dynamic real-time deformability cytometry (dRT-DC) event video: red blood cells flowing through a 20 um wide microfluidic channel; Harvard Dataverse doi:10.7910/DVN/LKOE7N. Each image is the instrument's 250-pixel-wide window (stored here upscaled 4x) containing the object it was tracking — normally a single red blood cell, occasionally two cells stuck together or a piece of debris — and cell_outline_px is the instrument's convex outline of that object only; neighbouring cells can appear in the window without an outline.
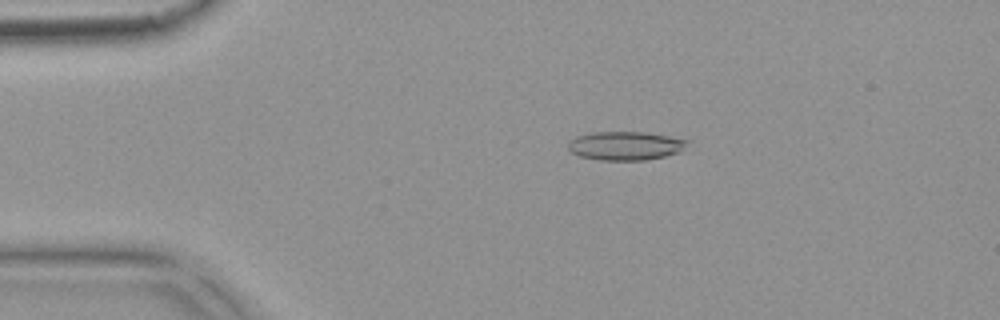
{"species": "common noctule bat (a hibernating species)", "species_latin": "Nyctalus noctula", "temperature_condition": "warm", "stored_images_in_passage": 54, "camera_frame_rate_fps": 3000, "um_per_image_px": 0.085, "animal": {"sex": "female", "body_mass_g": 18.4}, "frame": {"image": 1, "passage_image": 11, "time_ms": 3.333, "image_size_px": [1000, 320], "cell_outline_px": [[692, 140], [676, 152], [664, 156], [644, 160], [600, 160], [580, 156], [572, 152], [568, 148], [568, 140], [576, 136], [592, 132], [644, 132]], "centroid_in_image_um": [53.11, 12.38], "position_along_channel_um": 31.9, "area_um2": 19.77}}
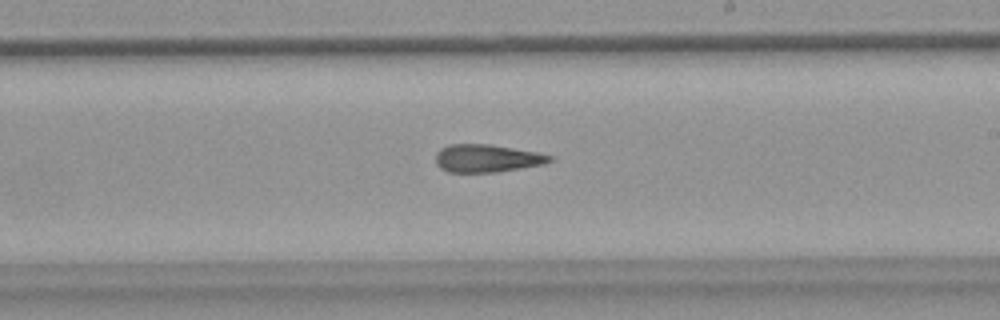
{"frame": {"image": 2, "passage_image": 32, "time_ms": 10.333, "image_size_px": [1000, 320], "cell_outline_px": [[552, 160], [544, 164], [496, 172], [448, 172], [440, 168], [436, 164], [436, 152], [440, 148], [448, 144], [488, 144], [536, 152], [552, 156]], "centroid_in_image_um": [41.33, 13.45], "position_along_channel_um": 247.7, "area_um2": 18.38}}
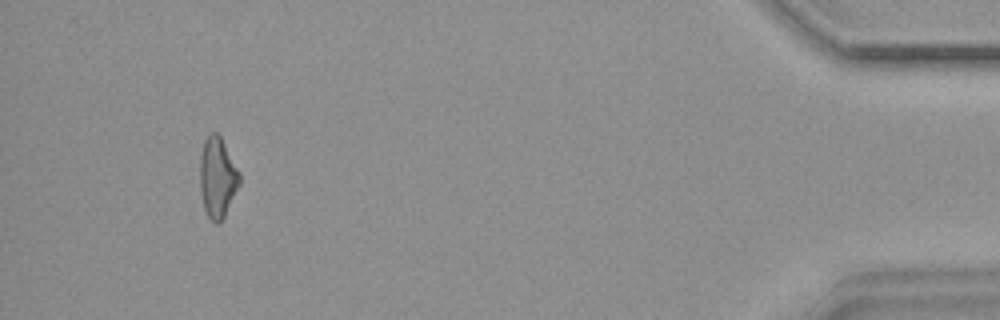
{"frame": {"image": 3, "passage_image": 51, "time_ms": 16.667, "image_size_px": [1000, 320], "cell_outline_px": [[240, 184], [224, 216], [216, 224], [208, 216], [204, 208], [200, 192], [200, 156], [204, 140], [212, 132], [216, 132], [220, 136], [240, 172]], "centroid_in_image_um": [18.48, 15.07], "position_along_channel_um": 416.7, "area_um2": 18.38}, "authors_computed_cell_mechanics": {"area_um2": 19.1896, "velocity_mm_per_s": 3.7726, "shape_relaxation_time_tau1_ms": null, "shape_relaxation_time_tau2_ms": 6.034, "deformation_change_tau1": null, "deformation_change_tau2": 0.1915}}